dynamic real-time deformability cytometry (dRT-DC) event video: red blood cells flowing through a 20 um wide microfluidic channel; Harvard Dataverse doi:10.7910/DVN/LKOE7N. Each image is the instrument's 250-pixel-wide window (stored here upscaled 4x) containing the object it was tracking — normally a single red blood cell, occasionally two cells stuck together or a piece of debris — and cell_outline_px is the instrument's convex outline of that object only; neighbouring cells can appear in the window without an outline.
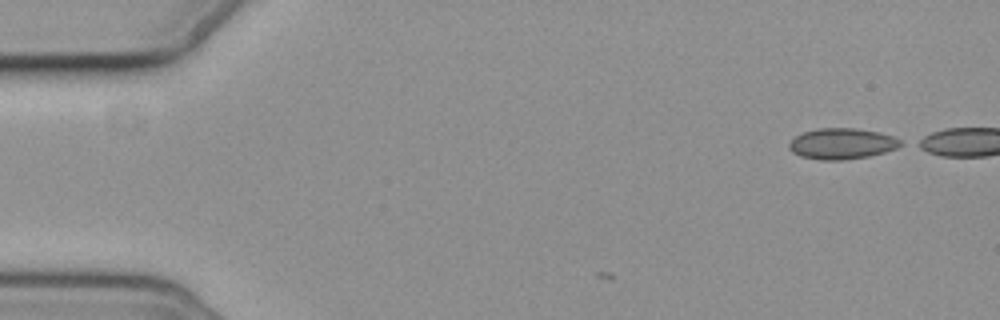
{"species": "common noctule bat (a hibernating species)", "species_latin": "Nyctalus noctula", "temperature_condition": "cold", "stored_images_in_passage": 2, "camera_frame_rate_fps": 3000, "um_per_image_px": 0.085, "animal": {"sex": "female", "body_mass_g": 19.3, "forearm_length_mm": 54.1}, "frame": {"image": 1, "passage_image": 1, "time_ms": 0.0, "image_size_px": [1000, 320], "cell_outline_px": [[904, 144], [896, 148], [884, 152], [868, 156], [844, 160], [820, 160], [800, 156], [792, 152], [788, 148], [788, 144], [796, 136], [804, 132], [820, 128], [856, 128], [880, 132], [892, 136], [900, 140]], "centroid_in_image_um": [71.56, 12.21], "position_along_channel_um": 13.4, "area_um2": 20.06}}